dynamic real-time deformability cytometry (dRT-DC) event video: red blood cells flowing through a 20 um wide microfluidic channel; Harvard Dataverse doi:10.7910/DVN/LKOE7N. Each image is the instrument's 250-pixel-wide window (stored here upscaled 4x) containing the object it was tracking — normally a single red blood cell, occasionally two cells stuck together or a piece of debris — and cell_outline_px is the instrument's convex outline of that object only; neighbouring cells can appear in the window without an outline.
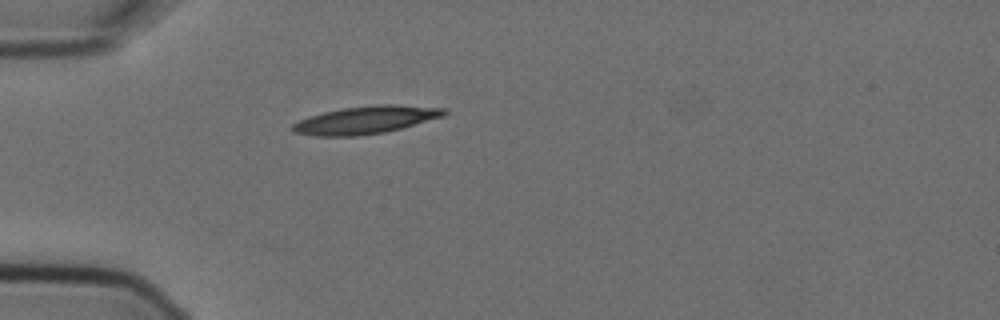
{"species": "Egyptian fruit bat (a non-hibernating species)", "species_latin": "Rousettus aegyptiacus", "temperature_condition": "cold", "stored_images_in_passage": 1, "camera_frame_rate_fps": 3000, "um_per_image_px": 0.085, "animal": {"sex": "female"}, "frame": {"image": 1, "passage_image": 1, "time_ms": 0.0, "image_size_px": [1000, 320], "cell_outline_px": [[448, 112], [444, 116], [400, 128], [384, 132], [356, 136], [316, 136], [292, 132], [292, 124], [308, 116], [340, 108], [376, 104], [396, 104], [444, 108]], "centroid_in_image_um": [31.07, 10.18], "position_along_channel_um": 53.9, "area_um2": 24.45}}